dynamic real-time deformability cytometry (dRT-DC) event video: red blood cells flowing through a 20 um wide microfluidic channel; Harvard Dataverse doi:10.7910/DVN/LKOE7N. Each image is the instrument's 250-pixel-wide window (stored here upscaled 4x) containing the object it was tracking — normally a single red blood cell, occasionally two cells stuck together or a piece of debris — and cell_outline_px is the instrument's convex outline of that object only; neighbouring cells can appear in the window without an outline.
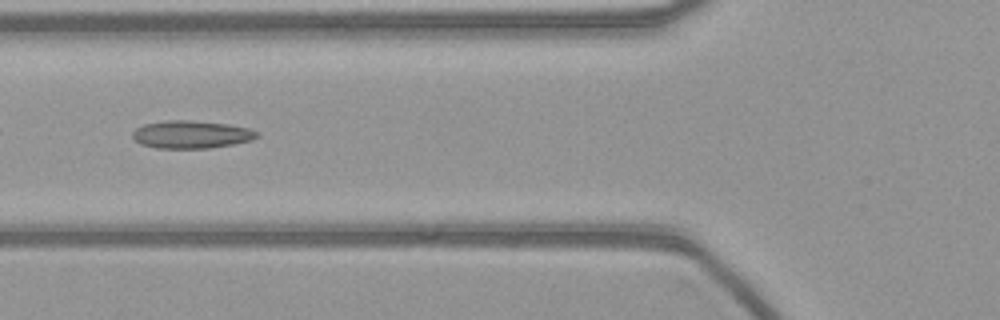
{"species": "common noctule bat (a hibernating species)", "species_latin": "Nyctalus noctula", "temperature_condition": "warm", "stored_images_in_passage": 39, "camera_frame_rate_fps": 3000, "um_per_image_px": 0.085, "animal": {"sex": "female", "body_mass_g": 21.9}, "frame": {"image": 1, "passage_image": 5, "time_ms": 1.333, "image_size_px": [1000, 320], "cell_outline_px": [[260, 136], [252, 140], [232, 144], [208, 148], [156, 148], [140, 144], [132, 136], [132, 132], [136, 128], [144, 124], [164, 120], [192, 120], [228, 124], [248, 128], [260, 132]], "centroid_in_image_um": [16.27, 11.42], "position_along_channel_um": 109.5, "area_um2": 20.23}}
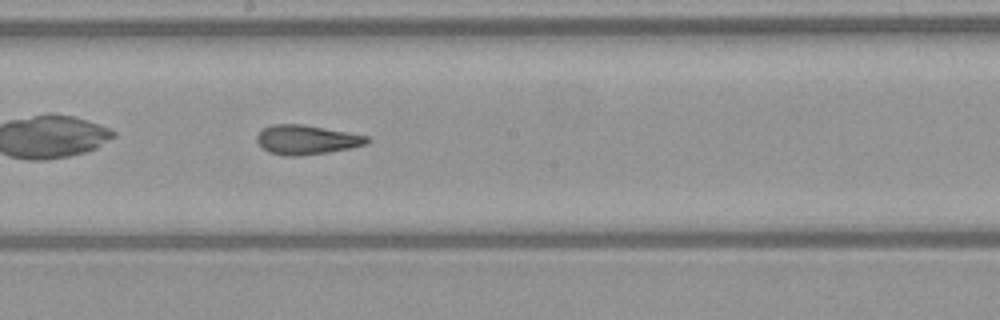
{"frame": {"image": 2, "passage_image": 14, "time_ms": 4.333, "image_size_px": [1000, 320], "cell_outline_px": [[372, 140], [368, 144], [328, 152], [300, 156], [284, 156], [268, 152], [256, 140], [256, 136], [264, 128], [272, 124], [304, 124], [368, 136]], "centroid_in_image_um": [26.07, 11.88], "position_along_channel_um": 222.1, "area_um2": 18.84}}
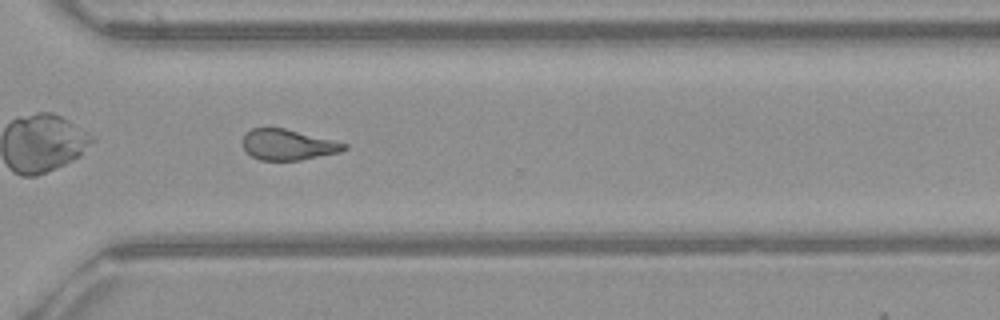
{"frame": {"image": 3, "passage_image": 24, "time_ms": 7.667, "image_size_px": [1000, 320], "cell_outline_px": [[348, 148], [340, 152], [300, 160], [260, 160], [252, 156], [244, 148], [244, 132], [252, 128], [284, 128], [348, 144]], "centroid_in_image_um": [24.48, 12.3], "position_along_channel_um": 346.1, "area_um2": 17.92}}